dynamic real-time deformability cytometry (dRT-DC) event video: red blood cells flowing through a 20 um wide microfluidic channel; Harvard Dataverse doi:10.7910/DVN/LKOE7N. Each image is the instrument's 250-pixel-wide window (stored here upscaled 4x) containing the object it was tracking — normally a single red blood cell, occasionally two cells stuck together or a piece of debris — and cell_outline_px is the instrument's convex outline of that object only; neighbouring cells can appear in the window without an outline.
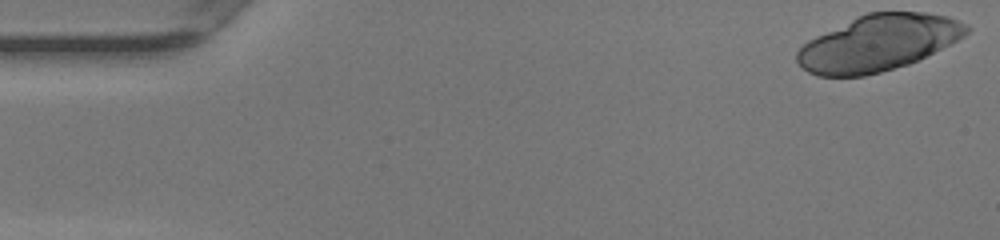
{"species": "human", "species_latin": "Homo sapiens", "temperature_condition": "warm", "stored_images_in_passage": 48, "camera_frame_rate_fps": 3000, "um_per_image_px": 0.085, "donor": {"sex": "female"}, "frame": {"image": 1, "passage_image": 1, "time_ms": 0.0, "image_size_px": [1000, 240], "cell_outline_px": [[972, 28], [964, 36], [908, 64], [880, 72], [864, 76], [816, 76], [808, 72], [796, 60], [796, 52], [808, 40], [816, 36], [868, 12], [924, 12], [948, 16], [968, 24]], "centroid_in_image_um": [74.65, 3.65], "position_along_channel_um": 10.3, "area_um2": 54.62}}
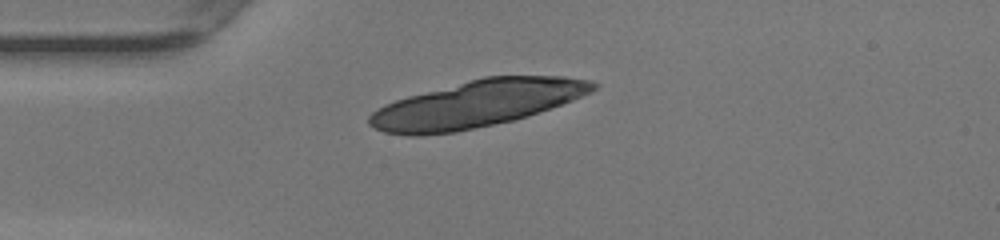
{"frame": {"image": 2, "passage_image": 12, "time_ms": 3.667, "image_size_px": [1000, 240], "cell_outline_px": [[600, 84], [592, 92], [572, 100], [528, 116], [512, 120], [456, 132], [424, 136], [408, 136], [384, 132], [368, 124], [368, 116], [376, 108], [384, 104], [408, 96], [484, 76], [564, 76], [592, 80]], "centroid_in_image_um": [40.51, 8.83], "position_along_channel_um": 44.5, "area_um2": 61.04}}